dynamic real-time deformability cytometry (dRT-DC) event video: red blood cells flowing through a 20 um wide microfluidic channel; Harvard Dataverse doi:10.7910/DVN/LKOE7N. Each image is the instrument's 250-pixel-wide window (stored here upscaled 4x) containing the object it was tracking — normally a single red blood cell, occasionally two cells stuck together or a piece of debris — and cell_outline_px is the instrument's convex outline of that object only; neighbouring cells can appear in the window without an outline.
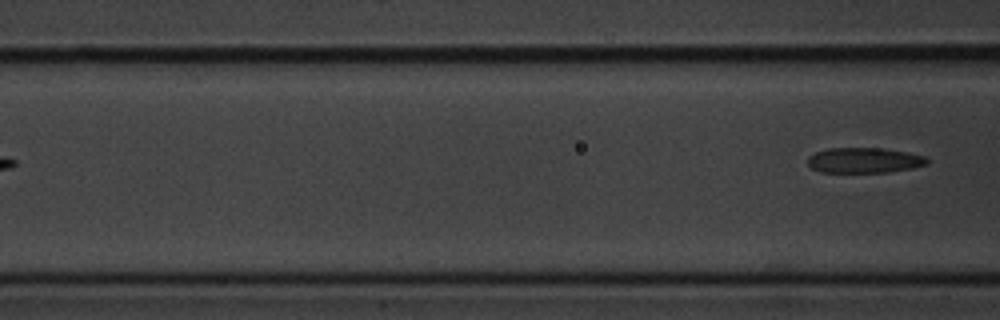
{"species": "common noctule bat (a hibernating species)", "species_latin": "Nyctalus noctula", "temperature_condition": "cold", "stored_images_in_passage": 9, "camera_frame_rate_fps": 3000, "um_per_image_px": 0.085, "animal": {"sex": "male", "body_mass_g": 20.1, "forearm_length_mm": 53.5}, "frame": {"image": 1, "passage_image": 9, "time_ms": 2.667, "image_size_px": [1000, 320], "cell_outline_px": [[928, 164], [912, 168], [888, 172], [820, 172], [812, 168], [808, 164], [808, 156], [816, 152], [828, 148], [884, 148], [908, 152], [924, 156], [928, 160]], "centroid_in_image_um": [73.46, 13.62], "position_along_channel_um": 93.1, "area_um2": 17.63}}